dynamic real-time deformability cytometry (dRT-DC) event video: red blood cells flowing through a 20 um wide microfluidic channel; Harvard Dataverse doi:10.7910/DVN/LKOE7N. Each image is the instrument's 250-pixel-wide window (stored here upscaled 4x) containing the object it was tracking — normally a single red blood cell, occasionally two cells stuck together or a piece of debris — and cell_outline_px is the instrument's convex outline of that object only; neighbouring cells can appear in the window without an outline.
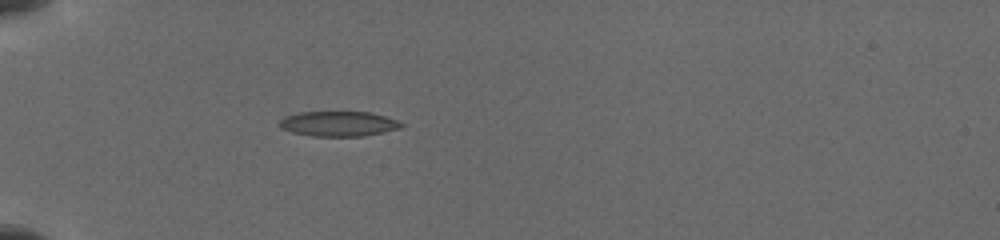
{"species": "common noctule bat (a hibernating species)", "species_latin": "Nyctalus noctula", "temperature_condition": "cold", "stored_images_in_passage": 47, "camera_frame_rate_fps": 3000, "um_per_image_px": 0.085, "animal": {"sex": "female", "body_mass_g": 19.5, "forearm_length_mm": 54.1}, "frame": {"image": 1, "passage_image": 1, "time_ms": 0.0, "image_size_px": [1000, 240], "cell_outline_px": [[404, 124], [400, 128], [364, 136], [312, 136], [292, 132], [280, 128], [276, 124], [284, 116], [300, 112], [368, 112], [384, 116], [396, 120]], "centroid_in_image_um": [28.71, 10.52], "position_along_channel_um": 56.3, "area_um2": 17.74}}
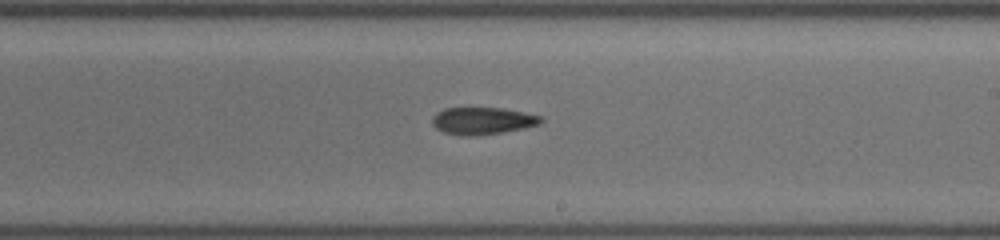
{"frame": {"image": 2, "passage_image": 22, "time_ms": 5.333, "image_size_px": [1000, 240], "cell_outline_px": [[544, 120], [540, 124], [480, 136], [460, 136], [444, 132], [436, 128], [432, 124], [432, 116], [436, 112], [444, 108], [500, 108], [540, 116]], "centroid_in_image_um": [40.94, 10.27], "position_along_channel_um": 248.1, "area_um2": 17.05}}
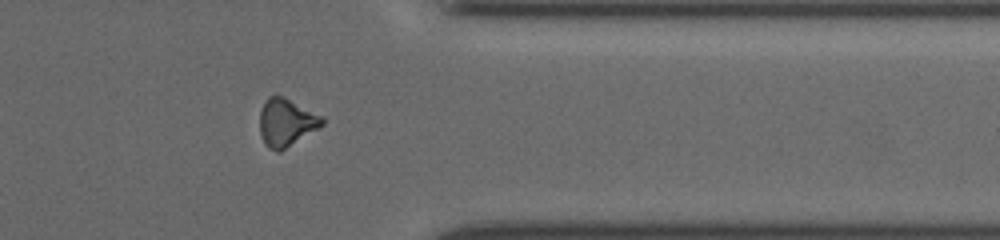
{"frame": {"image": 3, "passage_image": 40, "time_ms": 9.0, "image_size_px": [1000, 240], "cell_outline_px": [[324, 124], [280, 152], [276, 152], [268, 148], [264, 144], [260, 132], [260, 108], [268, 96], [276, 92], [324, 116]], "centroid_in_image_um": [24.32, 10.37], "position_along_channel_um": 387.1, "area_um2": 17.74}}